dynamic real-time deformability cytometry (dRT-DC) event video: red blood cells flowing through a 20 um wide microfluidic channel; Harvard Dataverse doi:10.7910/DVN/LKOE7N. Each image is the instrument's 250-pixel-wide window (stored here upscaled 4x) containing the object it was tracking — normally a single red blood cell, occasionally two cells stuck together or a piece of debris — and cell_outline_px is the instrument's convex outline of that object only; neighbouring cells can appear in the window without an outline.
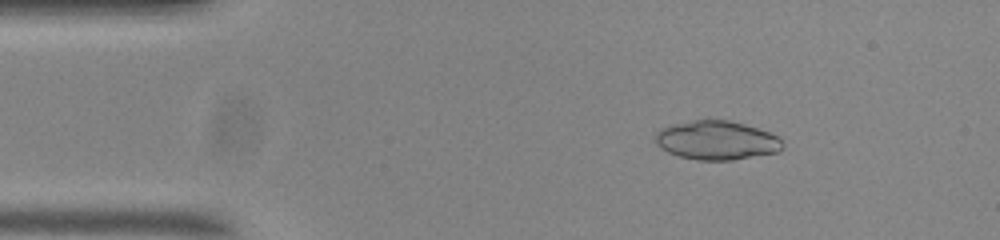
{"species": "common noctule bat (a hibernating species)", "species_latin": "Nyctalus noctula", "temperature_condition": "room temperature", "stored_images_in_passage": 54, "camera_frame_rate_fps": 3000, "um_per_image_px": 0.085, "animal": {"sex": "male", "body_mass_g": 20.0, "forearm_length_mm": 53.3}, "frame": {"image": 1, "passage_image": 8, "time_ms": 2.333, "image_size_px": [1000, 240], "cell_outline_px": [[784, 148], [776, 152], [732, 160], [696, 160], [680, 156], [668, 152], [660, 148], [656, 140], [656, 132], [660, 128], [672, 124], [692, 120], [728, 120], [744, 124], [768, 132], [776, 136], [780, 140]], "centroid_in_image_um": [60.88, 11.92], "position_along_channel_um": 24.1, "area_um2": 28.61}}